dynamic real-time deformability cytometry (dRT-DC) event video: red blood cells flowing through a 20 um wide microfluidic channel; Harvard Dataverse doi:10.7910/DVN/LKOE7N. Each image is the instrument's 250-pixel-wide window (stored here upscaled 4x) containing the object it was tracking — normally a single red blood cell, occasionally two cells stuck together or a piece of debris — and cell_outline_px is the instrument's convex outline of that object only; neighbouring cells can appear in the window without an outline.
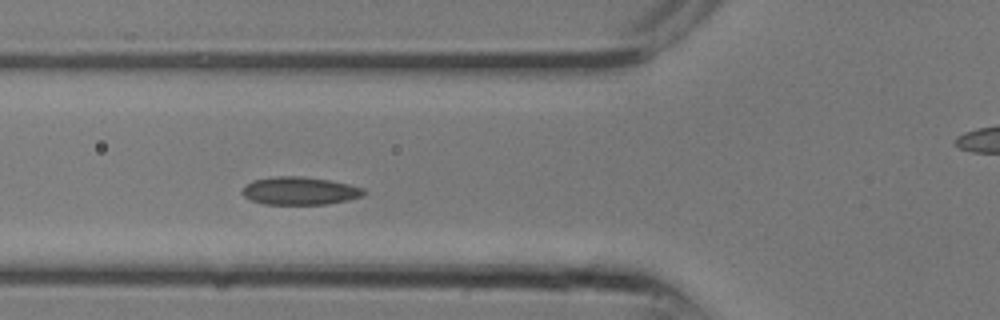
{"species": "common noctule bat (a hibernating species)", "species_latin": "Nyctalus noctula", "temperature_condition": "room temperature", "stored_images_in_passage": 16, "camera_frame_rate_fps": 3000, "um_per_image_px": 0.085, "animal": {"sex": "male", "body_mass_g": 13.3}, "frame": {"image": 1, "passage_image": 8, "time_ms": 2.333, "image_size_px": [1000, 320], "cell_outline_px": [[368, 192], [364, 196], [348, 200], [328, 204], [264, 204], [252, 200], [244, 196], [240, 192], [244, 184], [252, 180], [276, 176], [300, 176], [328, 180], [348, 184], [364, 188]], "centroid_in_image_um": [25.48, 16.22], "position_along_channel_um": 100.3, "area_um2": 19.94}}
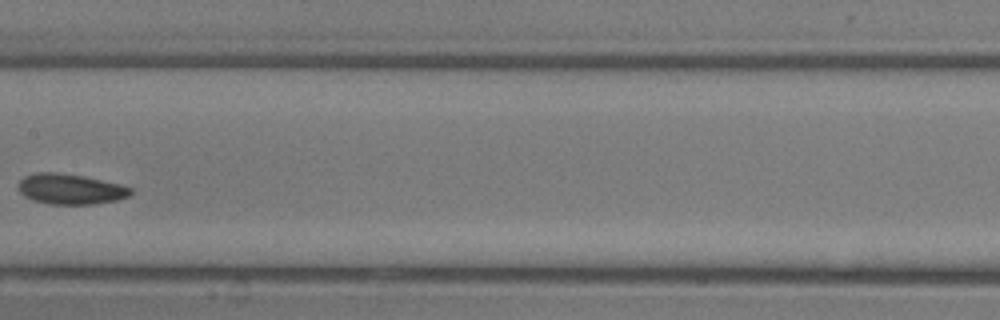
{"frame": {"image": 2, "passage_image": 12, "time_ms": 3.667, "image_size_px": [1000, 320], "cell_outline_px": [[132, 192], [128, 196], [116, 200], [92, 204], [48, 204], [32, 200], [24, 196], [20, 192], [20, 180], [24, 176], [36, 172], [56, 172], [84, 176], [120, 184], [132, 188]], "centroid_in_image_um": [5.98, 16.07], "position_along_channel_um": 201.4, "area_um2": 19.83}}
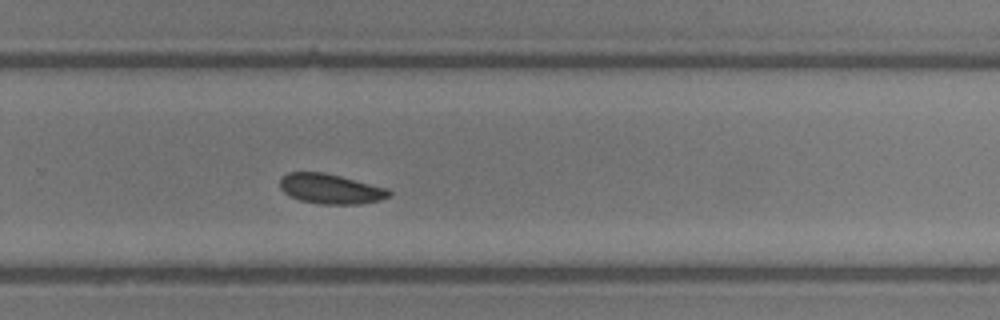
{"frame": {"image": 3, "passage_image": 16, "time_ms": 5.0, "image_size_px": [1000, 320], "cell_outline_px": [[392, 196], [380, 200], [356, 204], [320, 204], [300, 200], [284, 192], [280, 188], [280, 180], [288, 172], [324, 172], [388, 188], [392, 192]], "centroid_in_image_um": [28.13, 16.05], "position_along_channel_um": 301.7, "area_um2": 18.96}}